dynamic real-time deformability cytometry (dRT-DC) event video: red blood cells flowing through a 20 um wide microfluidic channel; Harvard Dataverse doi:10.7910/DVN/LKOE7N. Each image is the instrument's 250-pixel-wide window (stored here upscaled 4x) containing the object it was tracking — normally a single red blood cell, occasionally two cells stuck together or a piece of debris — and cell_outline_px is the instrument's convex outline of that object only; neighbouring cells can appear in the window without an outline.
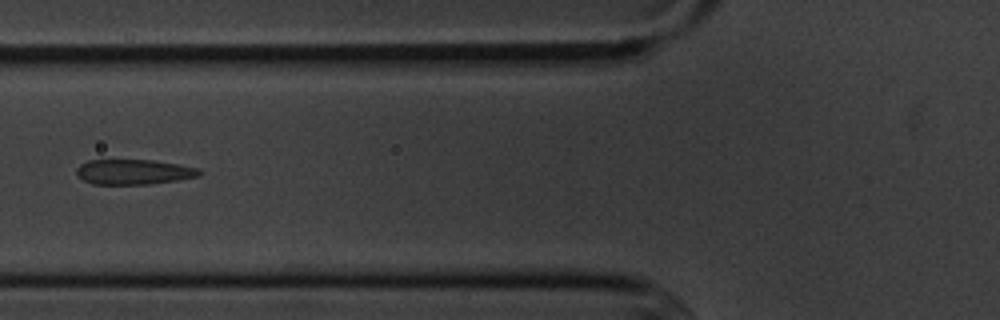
{"species": "common noctule bat (a hibernating species)", "species_latin": "Nyctalus noctula", "temperature_condition": "cold", "stored_images_in_passage": 2, "camera_frame_rate_fps": 3000, "um_per_image_px": 0.085, "animal": {"sex": "male", "body_mass_g": 20.1, "forearm_length_mm": 53.5}, "frame": {"image": 1, "passage_image": 2, "time_ms": 1.667, "image_size_px": [1000, 320], "cell_outline_px": [[200, 176], [176, 180], [148, 184], [92, 184], [76, 176], [76, 168], [80, 164], [88, 160], [152, 160], [200, 168]], "centroid_in_image_um": [11.32, 14.61], "position_along_channel_um": 114.5, "area_um2": 17.92}}